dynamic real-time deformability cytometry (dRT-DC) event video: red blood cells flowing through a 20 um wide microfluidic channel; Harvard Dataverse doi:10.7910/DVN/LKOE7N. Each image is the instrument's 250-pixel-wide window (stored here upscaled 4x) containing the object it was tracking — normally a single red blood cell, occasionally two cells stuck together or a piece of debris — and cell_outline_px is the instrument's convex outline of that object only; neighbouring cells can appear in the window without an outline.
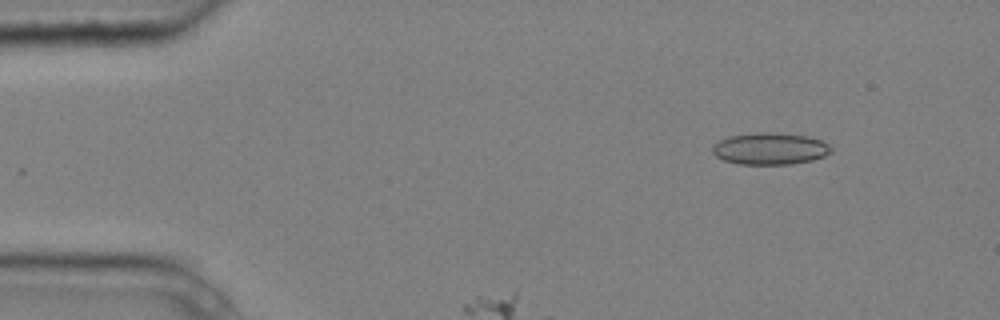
{"species": "common noctule bat (a hibernating species)", "species_latin": "Nyctalus noctula", "temperature_condition": "cold", "stored_images_in_passage": 3, "segment_of_instrument_passage": [1, 2], "camera_frame_rate_fps": 3000, "um_per_image_px": 0.085, "animal": {"sex": "male", "body_mass_g": 20.4}, "frame": {"image": 1, "passage_image": 1, "time_ms": 0.0, "image_size_px": [1000, 320], "cell_outline_px": [[832, 152], [824, 156], [812, 160], [792, 164], [740, 164], [724, 160], [716, 156], [712, 152], [712, 144], [728, 136], [756, 132], [776, 132], [808, 136], [820, 140], [828, 144], [832, 148]], "centroid_in_image_um": [65.44, 12.63], "position_along_channel_um": 19.6, "area_um2": 22.2}}
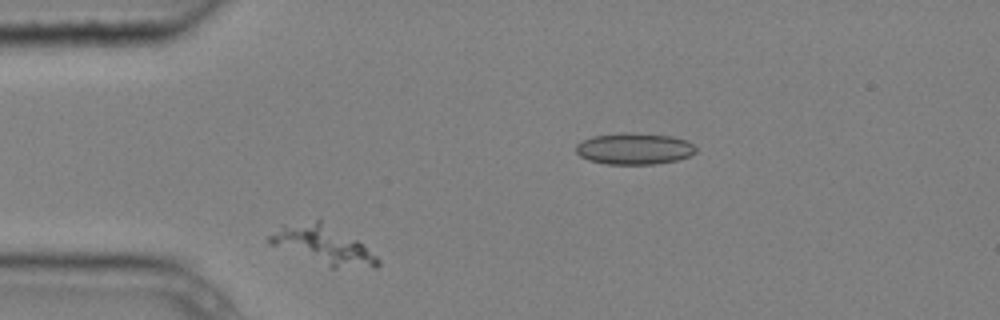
{"frame": {"image": 2, "passage_image": 2, "time_ms": 0.333, "image_size_px": [1000, 320], "cell_outline_px": [[380, 264], [376, 268], [332, 268], [272, 244], [268, 240], [268, 236], [284, 224], [320, 216], [356, 240], [376, 256], [380, 260]], "centroid_in_image_um": [27.49, 20.77], "position_along_channel_um": 57.5, "area_um2": 24.45}}